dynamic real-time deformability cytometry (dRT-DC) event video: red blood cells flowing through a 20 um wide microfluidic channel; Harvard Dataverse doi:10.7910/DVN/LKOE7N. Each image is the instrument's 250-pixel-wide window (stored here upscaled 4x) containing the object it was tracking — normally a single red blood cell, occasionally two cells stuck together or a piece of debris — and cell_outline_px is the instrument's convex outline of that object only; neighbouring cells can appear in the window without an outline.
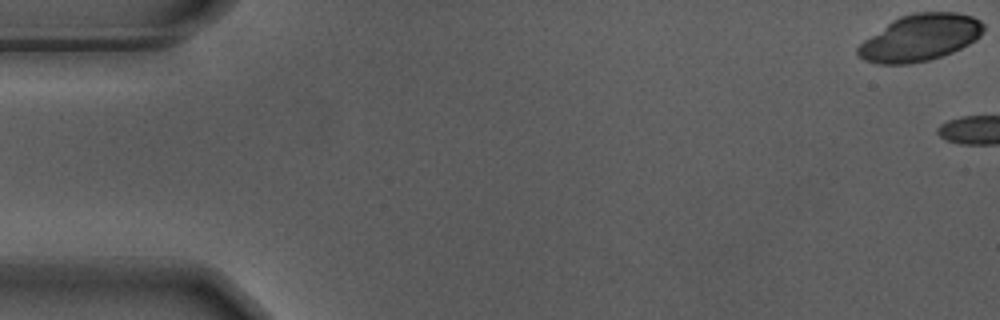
{"species": "Egyptian fruit bat (a non-hibernating species)", "species_latin": "Rousettus aegyptiacus", "temperature_condition": "warm", "stored_images_in_passage": 11, "camera_frame_rate_fps": 3000, "um_per_image_px": 0.085, "animal": {"sex": "male"}, "frame": {"image": 1, "passage_image": 1, "time_ms": 0.0, "image_size_px": [1000, 320], "cell_outline_px": [[984, 28], [980, 36], [976, 40], [952, 52], [928, 60], [908, 64], [876, 64], [864, 60], [856, 52], [856, 48], [864, 40], [892, 20], [900, 16], [916, 12], [956, 12], [972, 16], [980, 20], [984, 24]], "centroid_in_image_um": [78.2, 3.2], "position_along_channel_um": 6.8, "area_um2": 34.04}}